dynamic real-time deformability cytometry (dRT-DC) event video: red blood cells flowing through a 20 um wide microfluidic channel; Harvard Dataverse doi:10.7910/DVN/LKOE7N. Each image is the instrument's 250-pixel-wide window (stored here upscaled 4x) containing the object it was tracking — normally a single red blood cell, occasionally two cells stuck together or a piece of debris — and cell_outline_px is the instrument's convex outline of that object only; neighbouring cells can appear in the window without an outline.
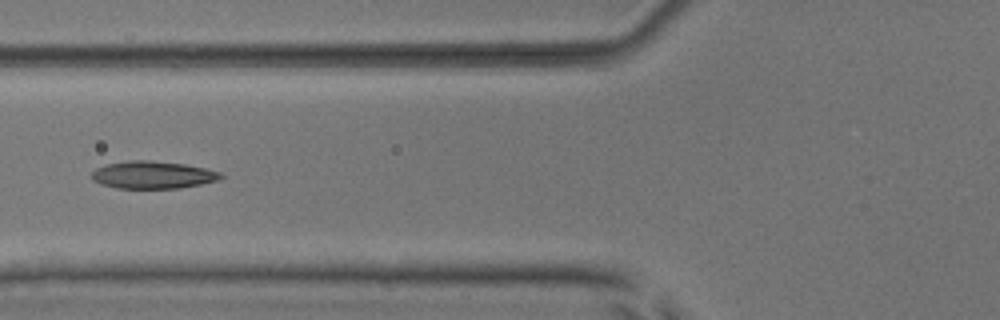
{"species": "common noctule bat (a hibernating species)", "species_latin": "Nyctalus noctula", "temperature_condition": "room temperature", "stored_images_in_passage": 5, "camera_frame_rate_fps": 3000, "um_per_image_px": 0.085, "animal": {"sex": "male", "body_mass_g": 17.9, "forearm_length_mm": 54.2}, "frame": {"image": 1, "passage_image": 4, "time_ms": 3.667, "image_size_px": [1000, 320], "cell_outline_px": [[224, 176], [216, 180], [200, 184], [180, 188], [116, 188], [100, 184], [92, 180], [92, 172], [96, 168], [108, 164], [128, 160], [148, 160], [184, 164], [204, 168], [220, 172]], "centroid_in_image_um": [12.95, 14.86], "position_along_channel_um": 112.8, "area_um2": 20.52}}
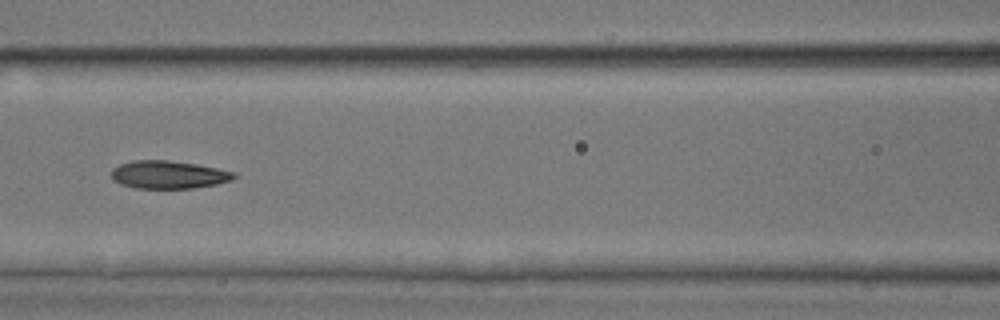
{"frame": {"image": 2, "passage_image": 5, "time_ms": 4.667, "image_size_px": [1000, 320], "cell_outline_px": [[236, 176], [232, 180], [216, 184], [192, 188], [136, 188], [120, 184], [112, 180], [112, 168], [120, 164], [132, 160], [168, 160], [196, 164], [236, 172]], "centroid_in_image_um": [14.3, 14.84], "position_along_channel_um": 152.3, "area_um2": 19.94}}